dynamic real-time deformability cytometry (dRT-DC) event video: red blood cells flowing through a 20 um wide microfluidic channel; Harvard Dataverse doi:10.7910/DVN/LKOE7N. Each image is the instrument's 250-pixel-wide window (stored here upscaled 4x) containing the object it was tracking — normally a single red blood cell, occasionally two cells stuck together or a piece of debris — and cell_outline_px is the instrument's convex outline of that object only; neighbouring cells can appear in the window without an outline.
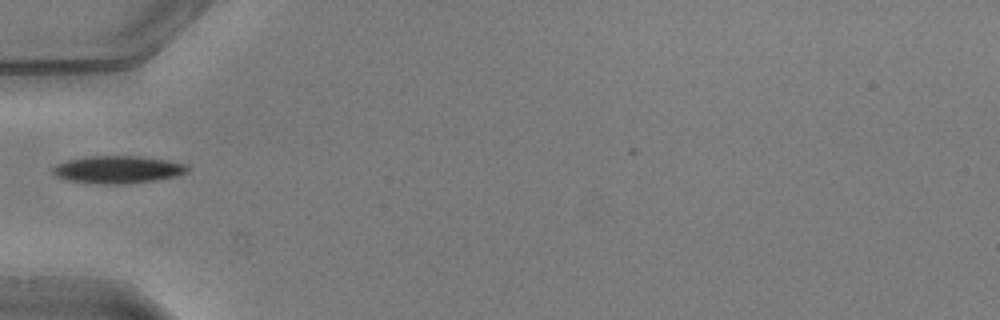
{"species": "common noctule bat (a hibernating species)", "species_latin": "Nyctalus noctula", "temperature_condition": "warm", "stored_images_in_passage": 14, "camera_frame_rate_fps": 3000, "um_per_image_px": 0.085, "animal": {"sex": "male", "body_mass_g": 20.5, "forearm_length_mm": 52.5}, "frame": {"image": 1, "passage_image": 1, "time_ms": 0.0, "image_size_px": [1000, 320], "cell_outline_px": [[188, 172], [180, 176], [156, 180], [120, 184], [96, 184], [68, 180], [56, 176], [52, 172], [52, 168], [56, 164], [68, 160], [88, 156], [140, 156], [168, 160], [188, 164]], "centroid_in_image_um": [10.05, 14.41], "position_along_channel_um": 74.9, "area_um2": 21.79}}
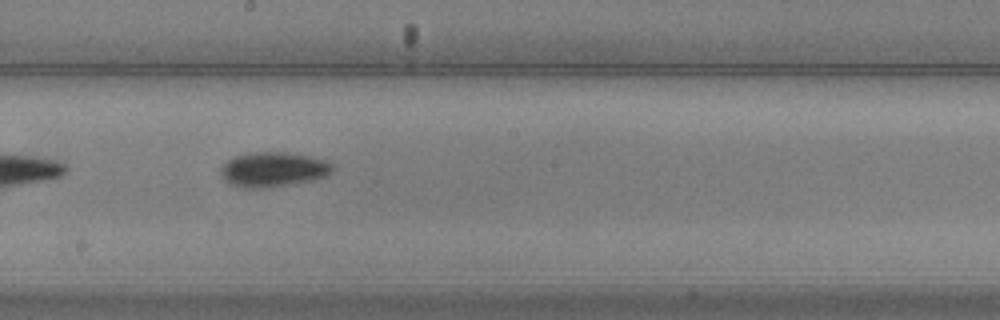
{"frame": {"image": 2, "passage_image": 12, "time_ms": 3.667, "image_size_px": [1000, 320], "cell_outline_px": [[336, 168], [328, 176], [312, 180], [264, 188], [244, 188], [228, 184], [224, 180], [220, 172], [220, 168], [228, 160], [236, 156], [248, 152], [292, 152], [312, 156], [324, 160], [332, 164]], "centroid_in_image_um": [23.24, 14.39], "position_along_channel_um": 225.0, "area_um2": 22.95}}